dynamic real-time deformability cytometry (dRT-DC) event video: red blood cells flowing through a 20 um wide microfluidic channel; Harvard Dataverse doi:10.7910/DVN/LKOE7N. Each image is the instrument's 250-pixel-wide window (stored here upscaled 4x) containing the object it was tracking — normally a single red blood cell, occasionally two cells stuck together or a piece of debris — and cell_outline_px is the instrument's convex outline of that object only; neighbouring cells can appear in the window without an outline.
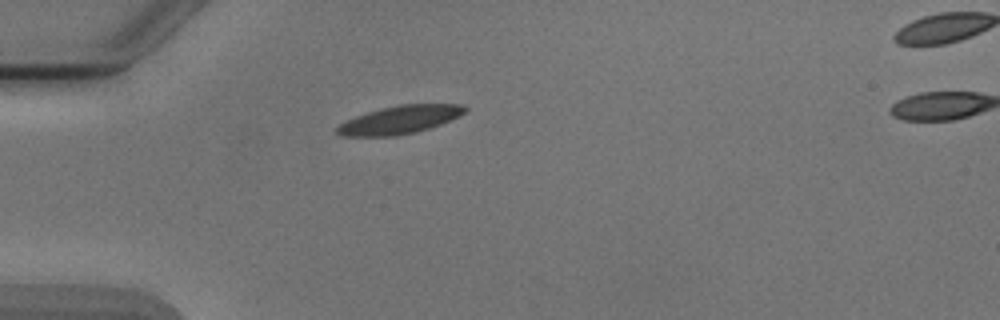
{"species": "Egyptian fruit bat (a non-hibernating species)", "species_latin": "Rousettus aegyptiacus", "temperature_condition": "cold", "stored_images_in_passage": 6, "camera_frame_rate_fps": 3000, "um_per_image_px": 0.085, "animal": {"sex": "male"}, "frame": {"image": 1, "passage_image": 6, "time_ms": 6.667, "image_size_px": [1000, 320], "cell_outline_px": [[468, 108], [460, 116], [440, 124], [416, 132], [396, 136], [340, 136], [336, 132], [336, 128], [340, 124], [356, 116], [380, 108], [400, 104], [464, 104]], "centroid_in_image_um": [33.99, 10.18], "position_along_channel_um": 51.0, "area_um2": 20.87}}